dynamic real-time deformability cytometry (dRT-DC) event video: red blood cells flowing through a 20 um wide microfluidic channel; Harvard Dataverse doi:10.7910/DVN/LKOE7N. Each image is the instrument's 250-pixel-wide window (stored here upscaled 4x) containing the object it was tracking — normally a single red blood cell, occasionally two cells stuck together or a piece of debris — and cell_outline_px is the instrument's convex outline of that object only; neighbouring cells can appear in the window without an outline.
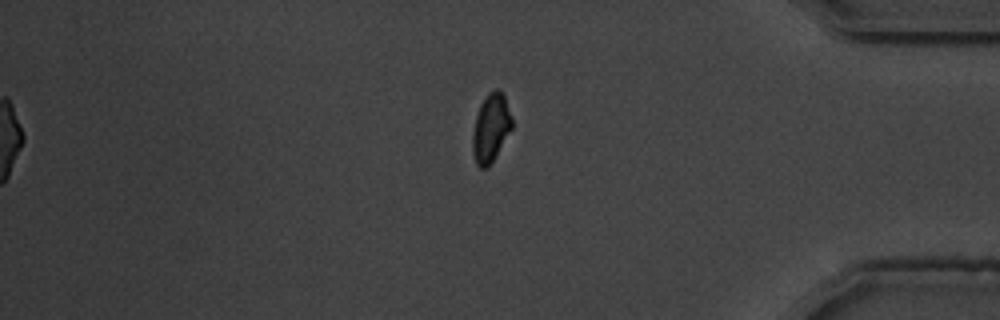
{"species": "common noctule bat (a hibernating species)", "species_latin": "Nyctalus noctula", "temperature_condition": "warm", "stored_images_in_passage": 36, "camera_frame_rate_fps": 3000, "um_per_image_px": 0.085, "animal": {"sex": "male", "body_mass_g": 19.5, "forearm_length_mm": 54.6}, "frame": {"image": 1, "passage_image": 31, "time_ms": 10.0, "image_size_px": [1000, 320], "cell_outline_px": [[512, 128], [488, 168], [480, 168], [476, 164], [472, 152], [472, 136], [476, 116], [480, 104], [488, 92], [496, 88], [500, 88], [504, 96], [512, 116]], "centroid_in_image_um": [41.71, 10.86], "position_along_channel_um": 393.5, "area_um2": 15.72}}